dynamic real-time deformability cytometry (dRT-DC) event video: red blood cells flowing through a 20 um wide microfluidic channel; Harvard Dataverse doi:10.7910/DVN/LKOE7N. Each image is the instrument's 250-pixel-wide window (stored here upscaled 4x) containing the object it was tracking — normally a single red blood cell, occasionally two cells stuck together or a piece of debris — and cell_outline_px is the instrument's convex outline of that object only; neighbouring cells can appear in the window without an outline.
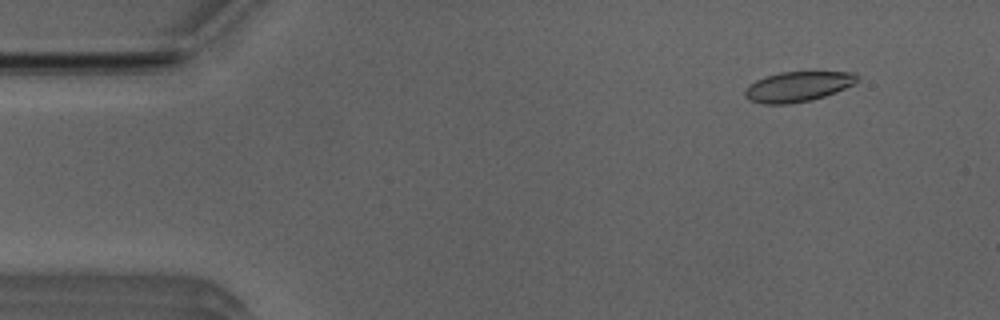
{"species": "Egyptian fruit bat (a non-hibernating species)", "species_latin": "Rousettus aegyptiacus", "temperature_condition": "room temperature", "stored_images_in_passage": 52, "camera_frame_rate_fps": 3000, "um_per_image_px": 0.085, "animal": {"sex": "male"}, "frame": {"image": 1, "passage_image": 5, "time_ms": 1.333, "image_size_px": [1000, 320], "cell_outline_px": [[856, 80], [852, 84], [836, 92], [812, 100], [788, 104], [764, 104], [748, 100], [744, 96], [744, 92], [756, 80], [780, 72], [852, 72], [856, 76]], "centroid_in_image_um": [67.78, 7.37], "position_along_channel_um": 17.2, "area_um2": 19.31}}
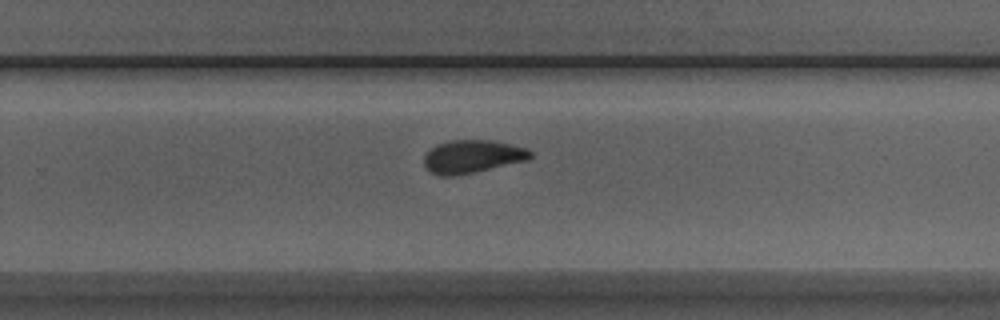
{"frame": {"image": 2, "passage_image": 33, "time_ms": 10.667, "image_size_px": [1000, 320], "cell_outline_px": [[532, 156], [528, 160], [476, 172], [452, 176], [440, 176], [428, 172], [424, 168], [424, 156], [436, 144], [452, 140], [492, 140], [528, 148], [532, 152]], "centroid_in_image_um": [40.14, 13.31], "position_along_channel_um": 289.7, "area_um2": 20.69}}
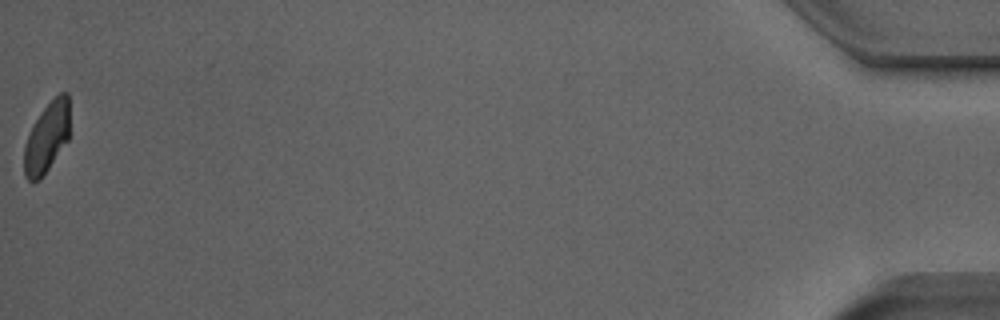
{"frame": {"image": 3, "passage_image": 52, "time_ms": 17.0, "image_size_px": [1000, 320], "cell_outline_px": [[68, 140], [48, 168], [36, 180], [28, 180], [24, 176], [24, 148], [28, 132], [32, 124], [44, 108], [60, 92], [68, 92]], "centroid_in_image_um": [3.96, 11.66], "position_along_channel_um": 431.2, "area_um2": 18.21}, "authors_computed_cell_mechanics": {"area_um2": 20.3167, "velocity_mm_per_s": 3.924, "shape_relaxation_time_tau1_ms": 5.563, "shape_relaxation_time_tau2_ms": 2.0139, "deformation_change_tau1": 0.1294, "deformation_change_tau2": 0.0678}}